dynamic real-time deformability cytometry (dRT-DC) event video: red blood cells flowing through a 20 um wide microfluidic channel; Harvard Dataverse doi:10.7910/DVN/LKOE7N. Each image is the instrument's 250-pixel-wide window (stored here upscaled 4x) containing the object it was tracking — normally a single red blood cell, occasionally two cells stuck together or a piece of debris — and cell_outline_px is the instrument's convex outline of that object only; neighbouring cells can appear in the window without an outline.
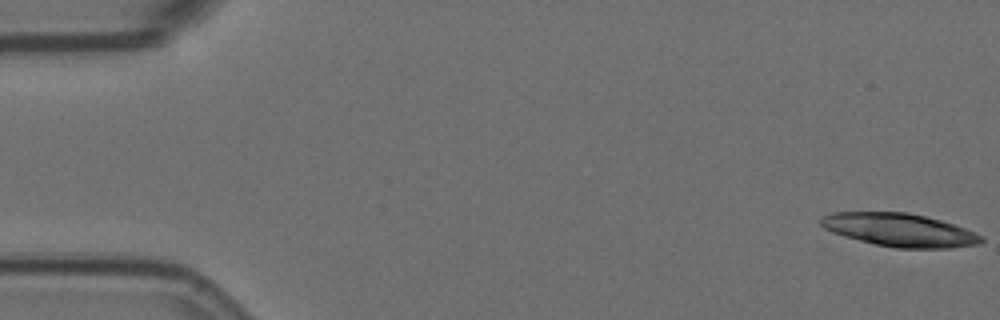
{"species": "Egyptian fruit bat (a non-hibernating species)", "species_latin": "Rousettus aegyptiacus", "temperature_condition": "room temperature", "stored_images_in_passage": 24, "camera_frame_rate_fps": 3000, "um_per_image_px": 0.085, "animal": {"sex": "female"}, "frame": {"image": 1, "passage_image": 1, "time_ms": 0.0, "image_size_px": [1000, 320], "cell_outline_px": [[984, 240], [976, 244], [952, 248], [896, 248], [876, 244], [844, 236], [832, 232], [824, 228], [820, 224], [820, 216], [832, 212], [908, 212], [940, 220], [964, 228], [984, 236]], "centroid_in_image_um": [76.44, 19.54], "position_along_channel_um": 8.6, "area_um2": 30.87}}